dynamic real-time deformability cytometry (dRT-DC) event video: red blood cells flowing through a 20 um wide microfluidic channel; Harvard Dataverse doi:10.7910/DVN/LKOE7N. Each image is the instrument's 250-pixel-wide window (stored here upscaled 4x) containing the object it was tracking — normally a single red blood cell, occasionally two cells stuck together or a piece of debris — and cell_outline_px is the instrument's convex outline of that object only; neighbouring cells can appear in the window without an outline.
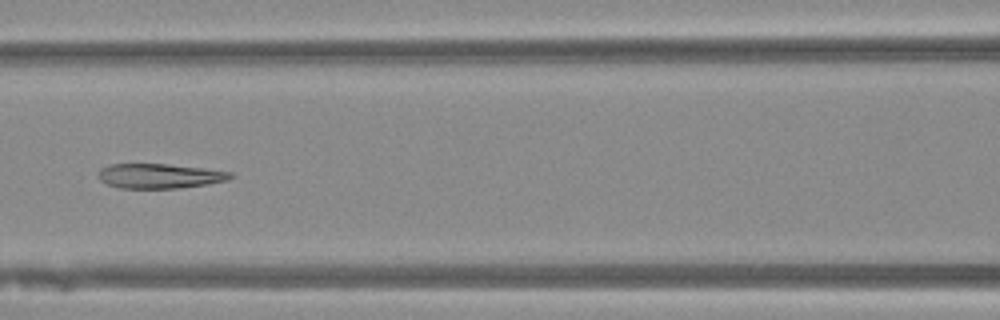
{"species": "Egyptian fruit bat (a non-hibernating species)", "species_latin": "Rousettus aegyptiacus", "temperature_condition": "warm", "stored_images_in_passage": 49, "camera_frame_rate_fps": 3000, "um_per_image_px": 0.085, "animal": {"sex": "female"}, "frame": {"image": 1, "passage_image": 23, "time_ms": 7.333, "image_size_px": [1000, 320], "cell_outline_px": [[236, 176], [228, 180], [208, 184], [180, 188], [120, 188], [108, 184], [100, 180], [96, 176], [100, 168], [112, 164], [168, 164], [204, 168], [232, 172]], "centroid_in_image_um": [13.58, 14.96], "position_along_channel_um": 153.0, "area_um2": 19.19}}
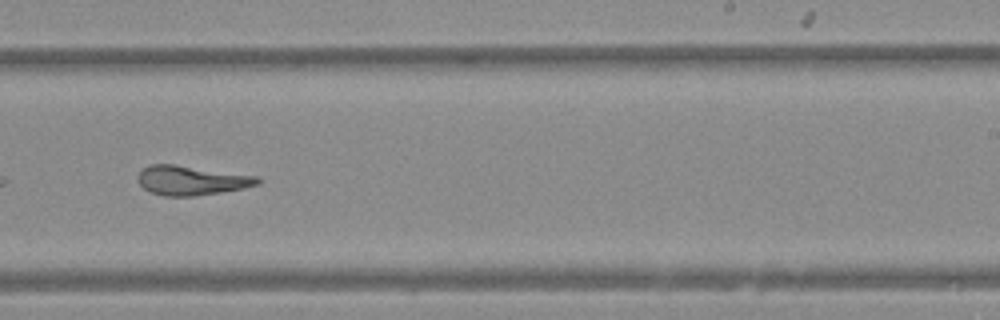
{"frame": {"image": 2, "passage_image": 32, "time_ms": 10.333, "image_size_px": [1000, 320], "cell_outline_px": [[260, 184], [244, 188], [196, 196], [164, 196], [152, 192], [144, 188], [140, 184], [136, 176], [144, 168], [152, 164], [176, 164], [260, 176]], "centroid_in_image_um": [16.31, 15.32], "position_along_channel_um": 272.7, "area_um2": 20.63}}
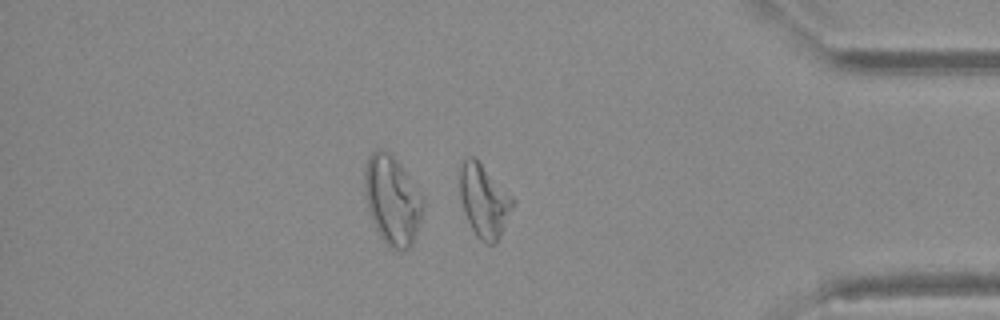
{"frame": {"image": 3, "passage_image": 43, "time_ms": 14.0, "image_size_px": [1000, 320], "cell_outline_px": [[516, 204], [496, 244], [488, 244], [480, 240], [476, 236], [464, 212], [460, 196], [460, 164], [468, 156], [472, 156], [516, 200]], "centroid_in_image_um": [41.16, 17.11], "position_along_channel_um": 394.0, "area_um2": 22.31}}